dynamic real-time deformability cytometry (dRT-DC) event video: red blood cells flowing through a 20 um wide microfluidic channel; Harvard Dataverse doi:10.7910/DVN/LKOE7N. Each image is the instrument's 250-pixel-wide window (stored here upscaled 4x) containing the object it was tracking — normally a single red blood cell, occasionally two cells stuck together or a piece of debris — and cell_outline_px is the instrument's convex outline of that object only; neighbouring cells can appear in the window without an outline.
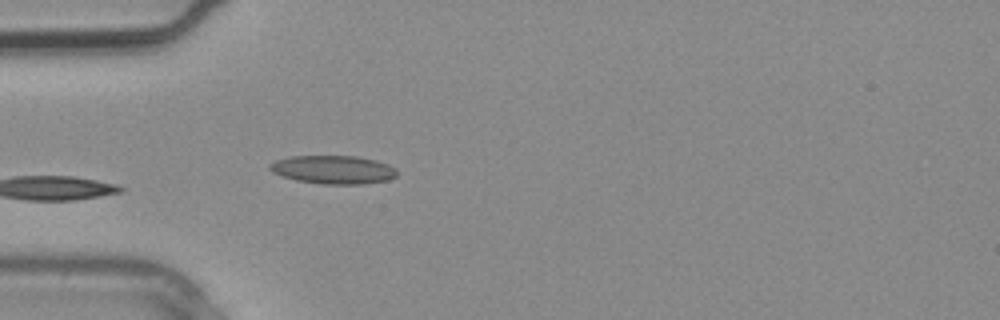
{"species": "common noctule bat (a hibernating species)", "species_latin": "Nyctalus noctula", "temperature_condition": "warm", "stored_images_in_passage": 2, "camera_frame_rate_fps": 3000, "um_per_image_px": 0.085, "animal": {"sex": "male", "body_mass_g": 20.4}, "frame": {"image": 1, "passage_image": 2, "time_ms": 0.333, "image_size_px": [1000, 320], "cell_outline_px": [[396, 176], [388, 180], [364, 184], [324, 184], [296, 180], [272, 172], [268, 168], [268, 164], [276, 160], [288, 156], [356, 156], [376, 160], [388, 164], [396, 168]], "centroid_in_image_um": [28.32, 14.41], "position_along_channel_um": 56.7, "area_um2": 21.1}}